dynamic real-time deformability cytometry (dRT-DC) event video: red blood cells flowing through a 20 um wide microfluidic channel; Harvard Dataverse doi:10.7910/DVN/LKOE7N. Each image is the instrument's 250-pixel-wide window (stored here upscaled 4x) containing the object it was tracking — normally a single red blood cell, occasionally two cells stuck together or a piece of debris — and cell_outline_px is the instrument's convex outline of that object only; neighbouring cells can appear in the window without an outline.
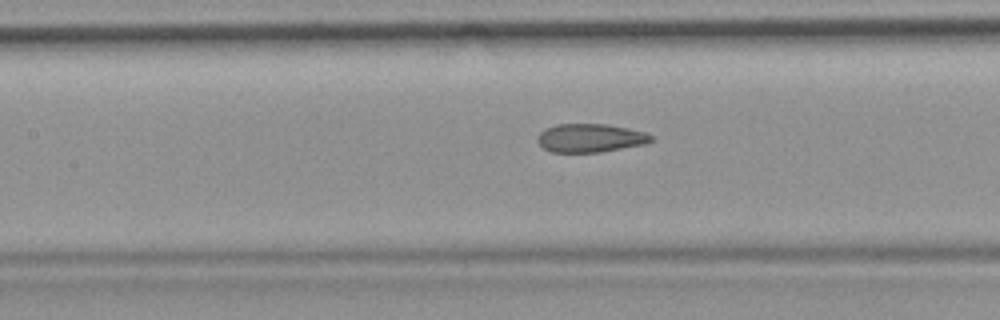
{"species": "common noctule bat (a hibernating species)", "species_latin": "Nyctalus noctula", "temperature_condition": "room temperature", "stored_images_in_passage": 39, "camera_frame_rate_fps": 3000, "um_per_image_px": 0.085, "animal": {"sex": "female", "body_mass_g": 19.9}, "frame": {"image": 1, "passage_image": 12, "time_ms": 3.667, "image_size_px": [1000, 320], "cell_outline_px": [[652, 140], [648, 144], [600, 152], [552, 152], [544, 148], [536, 140], [536, 136], [544, 128], [556, 124], [608, 124], [628, 128], [644, 132], [652, 136]], "centroid_in_image_um": [50.16, 11.72], "position_along_channel_um": 157.2, "area_um2": 19.02}}